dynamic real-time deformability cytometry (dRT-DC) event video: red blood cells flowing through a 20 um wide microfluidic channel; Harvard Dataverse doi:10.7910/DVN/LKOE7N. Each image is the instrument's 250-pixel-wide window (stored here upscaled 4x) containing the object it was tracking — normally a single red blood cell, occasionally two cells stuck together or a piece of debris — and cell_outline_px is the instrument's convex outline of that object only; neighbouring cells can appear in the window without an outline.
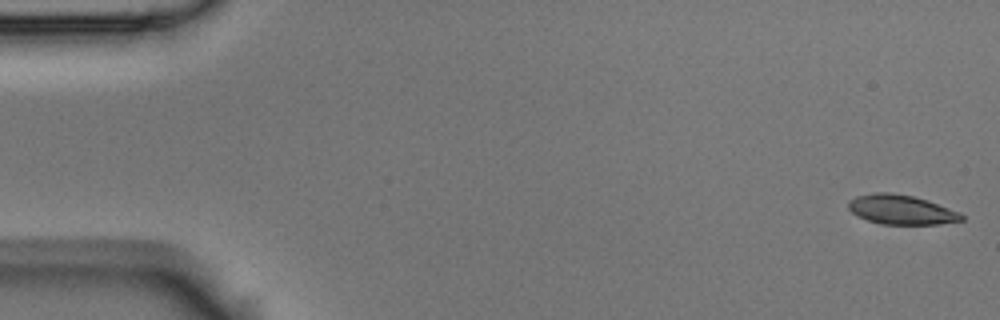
{"species": "Egyptian fruit bat (a non-hibernating species)", "species_latin": "Rousettus aegyptiacus", "temperature_condition": "room temperature", "stored_images_in_passage": 5, "camera_frame_rate_fps": 3000, "um_per_image_px": 0.085, "animal": {"sex": "male"}, "frame": {"image": 1, "passage_image": 1, "time_ms": 0.0, "image_size_px": [1000, 320], "cell_outline_px": [[964, 220], [936, 224], [884, 224], [868, 220], [856, 216], [848, 208], [848, 200], [856, 196], [872, 192], [888, 192], [912, 196], [928, 200], [960, 212], [964, 216]], "centroid_in_image_um": [76.58, 17.81], "position_along_channel_um": 8.4, "area_um2": 19.48}}
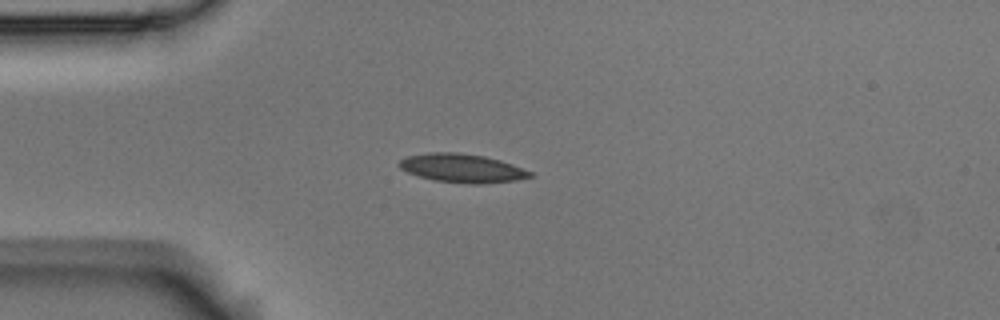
{"frame": {"image": 2, "passage_image": 4, "time_ms": 1.0, "image_size_px": [1000, 320], "cell_outline_px": [[532, 176], [516, 180], [480, 184], [468, 184], [432, 180], [408, 172], [400, 168], [396, 164], [400, 160], [408, 156], [428, 152], [456, 152], [484, 156], [500, 160], [512, 164], [532, 172]], "centroid_in_image_um": [39.25, 14.29], "position_along_channel_um": 45.7, "area_um2": 21.79}}
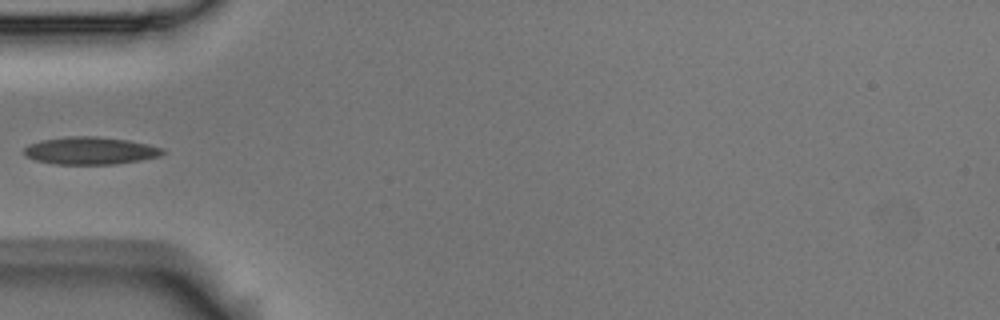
{"frame": {"image": 3, "passage_image": 5, "time_ms": 1.333, "image_size_px": [1000, 320], "cell_outline_px": [[168, 152], [160, 156], [140, 160], [116, 164], [56, 164], [36, 160], [24, 156], [24, 148], [28, 144], [40, 140], [68, 136], [96, 136], [128, 140], [148, 144], [164, 148]], "centroid_in_image_um": [7.69, 12.8], "position_along_channel_um": 77.3, "area_um2": 22.43}}